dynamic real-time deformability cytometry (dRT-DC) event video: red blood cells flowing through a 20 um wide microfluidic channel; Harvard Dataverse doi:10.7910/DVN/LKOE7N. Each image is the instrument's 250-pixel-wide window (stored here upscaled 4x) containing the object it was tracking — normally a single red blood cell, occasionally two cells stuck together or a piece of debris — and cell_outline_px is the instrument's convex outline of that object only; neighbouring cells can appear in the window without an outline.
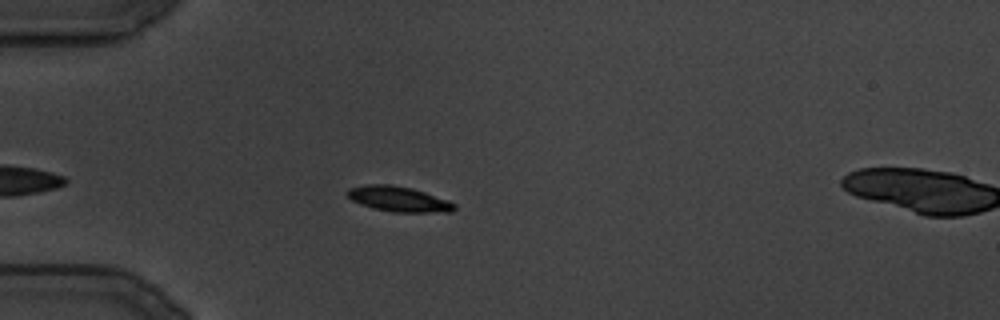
{"species": "common noctule bat (a hibernating species)", "species_latin": "Nyctalus noctula", "temperature_condition": "cold", "stored_images_in_passage": 79, "camera_frame_rate_fps": 3000, "um_per_image_px": 0.085, "animal": {"sex": "male", "body_mass_g": 19.5, "forearm_length_mm": 54.6}, "frame": {"image": 1, "passage_image": 39, "time_ms": 12.667, "image_size_px": [1000, 320], "cell_outline_px": [[456, 208], [452, 212], [392, 212], [372, 208], [360, 204], [352, 200], [344, 192], [348, 188], [364, 184], [392, 184], [412, 188], [448, 200], [456, 204]], "centroid_in_image_um": [33.85, 16.91], "position_along_channel_um": 51.1, "area_um2": 15.95}}
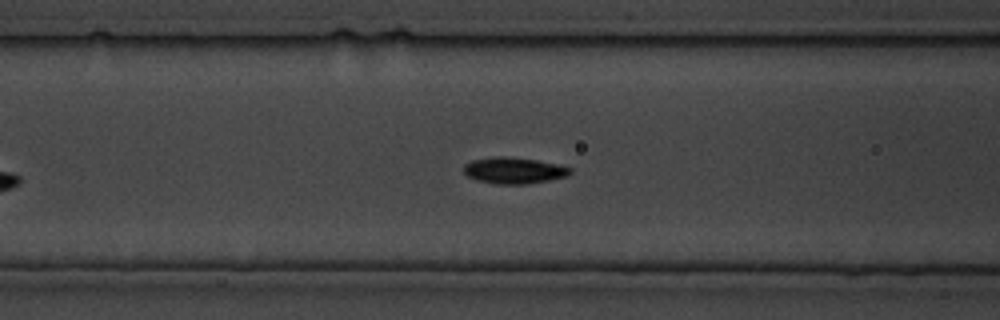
{"frame": {"image": 2, "passage_image": 55, "time_ms": 18.0, "image_size_px": [1000, 320], "cell_outline_px": [[572, 172], [568, 176], [548, 180], [524, 184], [496, 184], [476, 180], [468, 176], [464, 172], [464, 164], [472, 160], [492, 156], [508, 156], [536, 160], [560, 164], [572, 168]], "centroid_in_image_um": [43.69, 14.48], "position_along_channel_um": 122.9, "area_um2": 16.47}}
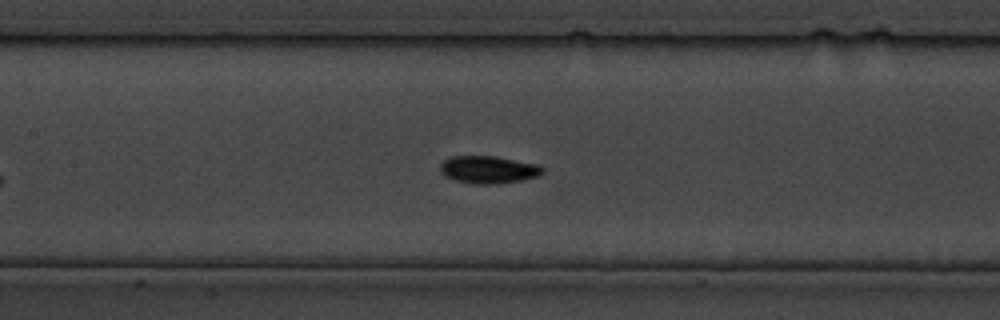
{"frame": {"image": 3, "passage_image": 63, "time_ms": 20.667, "image_size_px": [1000, 320], "cell_outline_px": [[544, 172], [536, 176], [520, 180], [492, 184], [476, 184], [456, 180], [444, 176], [440, 172], [440, 164], [444, 160], [452, 156], [496, 156], [540, 164], [544, 168]], "centroid_in_image_um": [41.52, 14.4], "position_along_channel_um": 165.9, "area_um2": 16.42}}